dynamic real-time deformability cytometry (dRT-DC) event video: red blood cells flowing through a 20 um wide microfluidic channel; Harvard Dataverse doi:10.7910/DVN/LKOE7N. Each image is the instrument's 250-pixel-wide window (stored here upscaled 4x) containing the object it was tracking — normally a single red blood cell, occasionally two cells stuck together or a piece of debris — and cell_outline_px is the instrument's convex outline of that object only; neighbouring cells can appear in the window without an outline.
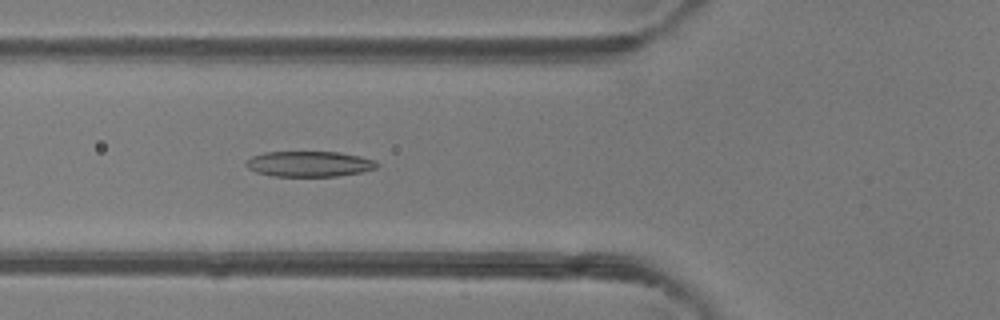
{"species": "common noctule bat (a hibernating species)", "species_latin": "Nyctalus noctula", "temperature_condition": "room temperature", "stored_images_in_passage": 49, "camera_frame_rate_fps": 3000, "um_per_image_px": 0.085, "animal": {"sex": "female"}, "frame": {"image": 1, "passage_image": 18, "time_ms": 5.667, "image_size_px": [1000, 320], "cell_outline_px": [[380, 164], [376, 168], [364, 172], [336, 176], [272, 176], [256, 172], [248, 168], [244, 164], [252, 156], [264, 152], [340, 152], [360, 156], [376, 160]], "centroid_in_image_um": [26.32, 13.93], "position_along_channel_um": 99.5, "area_um2": 19.59}}
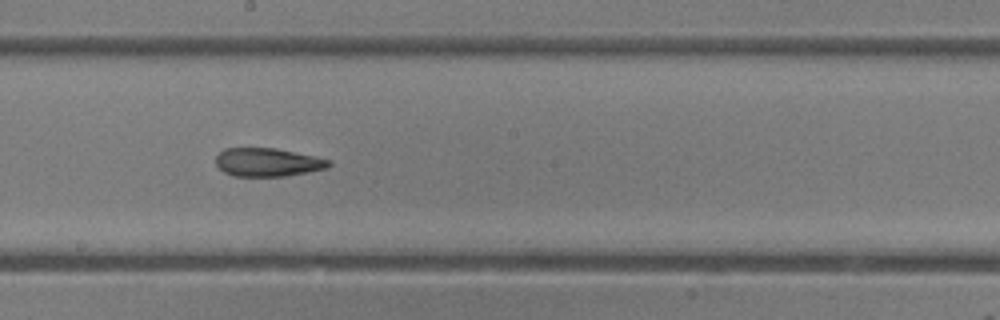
{"frame": {"image": 2, "passage_image": 27, "time_ms": 8.667, "image_size_px": [1000, 320], "cell_outline_px": [[332, 164], [328, 168], [308, 172], [284, 176], [232, 176], [224, 172], [216, 164], [216, 156], [224, 148], [276, 148], [316, 156], [332, 160]], "centroid_in_image_um": [22.78, 13.79], "position_along_channel_um": 225.4, "area_um2": 18.84}}
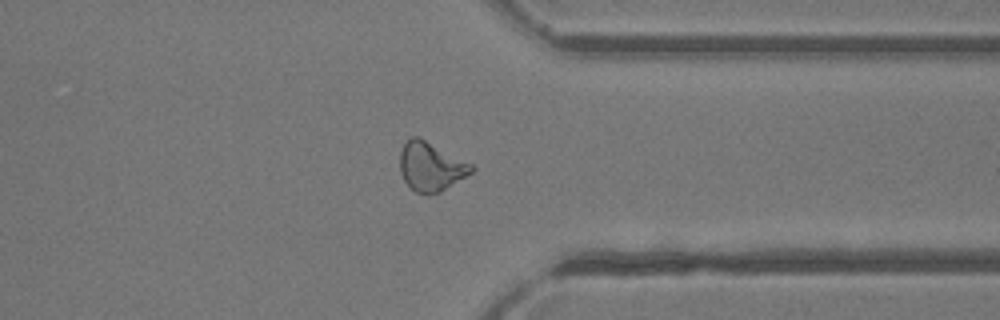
{"frame": {"image": 3, "passage_image": 38, "time_ms": 12.333, "image_size_px": [1000, 320], "cell_outline_px": [[476, 168], [472, 172], [440, 192], [416, 192], [404, 180], [400, 172], [400, 152], [408, 136], [416, 136], [472, 164]], "centroid_in_image_um": [36.6, 14.14], "position_along_channel_um": 374.8, "area_um2": 19.83}, "authors_computed_cell_mechanics": {"area_um2": 20.6346, "velocity_mm_per_s": 4.1802, "shape_relaxation_time_tau1_ms": 4.7624, "shape_relaxation_time_tau2_ms": 2.9655, "deformation_change_tau1": 0.1604, "deformation_change_tau2": 0.1269}}